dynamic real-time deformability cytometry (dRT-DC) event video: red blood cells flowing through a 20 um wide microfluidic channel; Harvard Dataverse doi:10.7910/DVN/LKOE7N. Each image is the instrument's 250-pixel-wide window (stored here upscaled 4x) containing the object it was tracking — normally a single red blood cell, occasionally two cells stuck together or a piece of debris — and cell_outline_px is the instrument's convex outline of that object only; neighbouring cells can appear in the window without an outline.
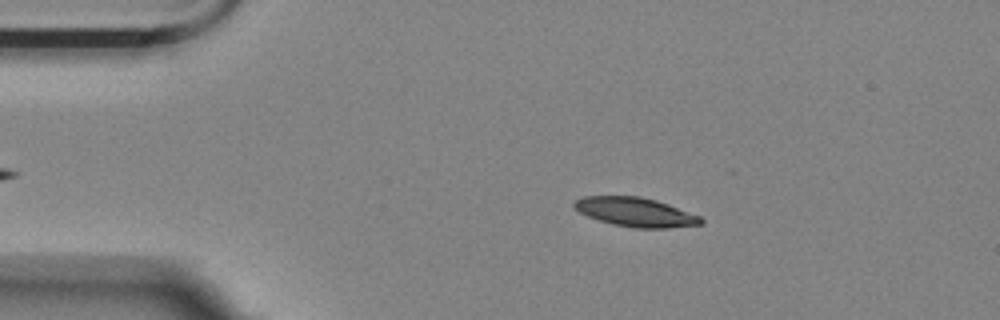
{"species": "Egyptian fruit bat (a non-hibernating species)", "species_latin": "Rousettus aegyptiacus", "temperature_condition": "room temperature", "stored_images_in_passage": 27, "camera_frame_rate_fps": 3000, "um_per_image_px": 0.085, "animal": {"sex": "female"}, "frame": {"image": 1, "passage_image": 9, "time_ms": 2.667, "image_size_px": [1000, 320], "cell_outline_px": [[704, 224], [668, 228], [632, 228], [612, 224], [588, 216], [580, 212], [572, 204], [576, 200], [584, 196], [640, 196], [656, 200], [668, 204], [700, 216], [704, 220]], "centroid_in_image_um": [54.05, 18.03], "position_along_channel_um": 31.0, "area_um2": 21.44}}
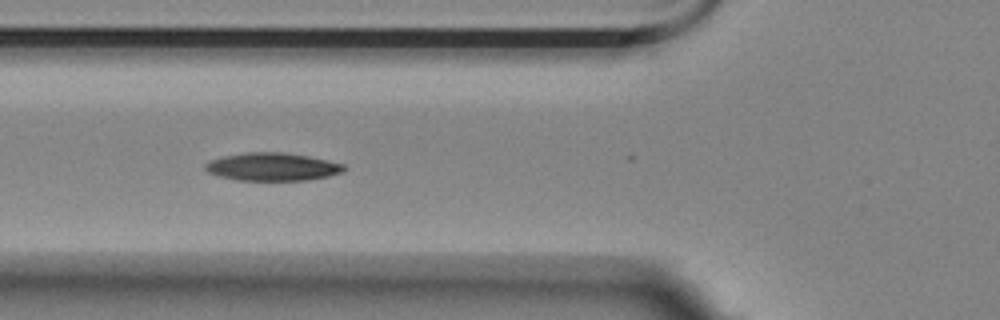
{"frame": {"image": 2, "passage_image": 19, "time_ms": 6.0, "image_size_px": [1000, 320], "cell_outline_px": [[344, 172], [328, 176], [308, 180], [236, 180], [220, 176], [208, 172], [204, 168], [204, 164], [212, 160], [224, 156], [248, 152], [284, 152], [308, 156], [328, 160], [344, 164]], "centroid_in_image_um": [23.17, 14.17], "position_along_channel_um": 102.6, "area_um2": 22.48}}
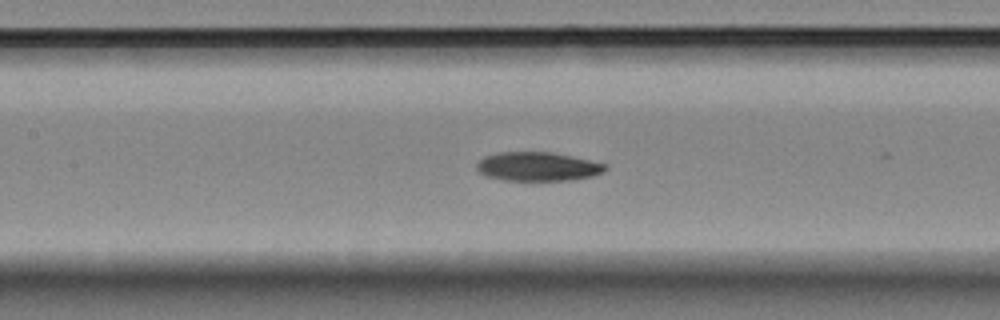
{"frame": {"image": 3, "passage_image": 24, "time_ms": 7.667, "image_size_px": [1000, 320], "cell_outline_px": [[608, 168], [604, 172], [592, 176], [568, 180], [504, 180], [484, 176], [476, 168], [476, 164], [484, 156], [496, 152], [552, 152], [608, 164]], "centroid_in_image_um": [45.7, 14.15], "position_along_channel_um": 161.7, "area_um2": 21.73}}